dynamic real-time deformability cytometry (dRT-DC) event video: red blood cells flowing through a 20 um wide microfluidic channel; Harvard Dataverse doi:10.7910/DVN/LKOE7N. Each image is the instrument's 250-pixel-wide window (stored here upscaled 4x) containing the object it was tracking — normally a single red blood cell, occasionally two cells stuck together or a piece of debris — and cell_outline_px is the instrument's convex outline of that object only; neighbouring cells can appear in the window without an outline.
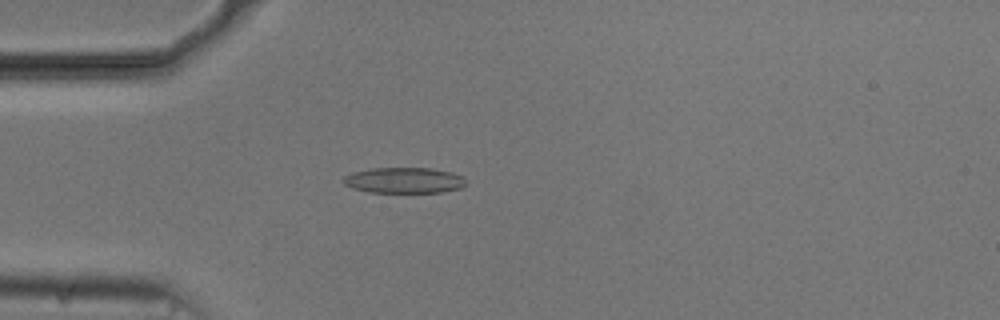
{"species": "common noctule bat (a hibernating species)", "species_latin": "Nyctalus noctula", "temperature_condition": "cold", "stored_images_in_passage": 52, "camera_frame_rate_fps": 3000, "um_per_image_px": 0.085, "animal": {"sex": "male", "body_mass_g": 20.5, "forearm_length_mm": 52.5}, "frame": {"image": 1, "passage_image": 13, "time_ms": 4.0, "image_size_px": [1000, 320], "cell_outline_px": [[468, 184], [460, 188], [440, 192], [368, 192], [352, 188], [344, 184], [344, 176], [352, 172], [372, 168], [432, 168], [452, 172], [464, 176]], "centroid_in_image_um": [34.38, 15.32], "position_along_channel_um": 50.6, "area_um2": 18.5}}
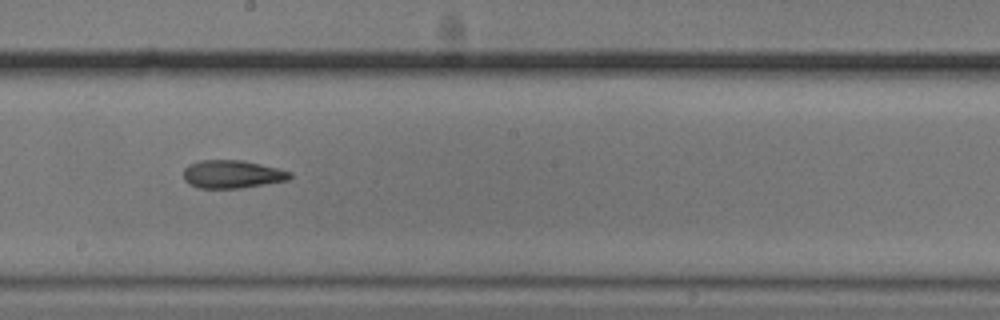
{"frame": {"image": 2, "passage_image": 28, "time_ms": 9.0, "image_size_px": [1000, 320], "cell_outline_px": [[292, 176], [288, 180], [240, 188], [196, 188], [188, 184], [184, 180], [184, 168], [188, 164], [200, 160], [244, 160], [292, 172]], "centroid_in_image_um": [19.7, 14.81], "position_along_channel_um": 228.5, "area_um2": 17.46}}
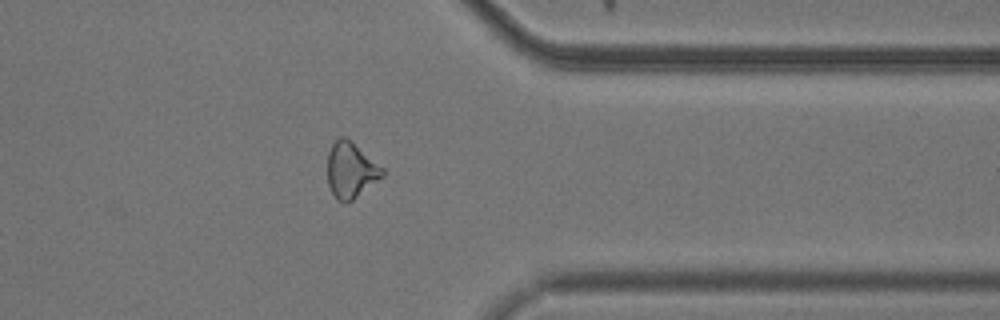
{"frame": {"image": 3, "passage_image": 41, "time_ms": 13.333, "image_size_px": [1000, 320], "cell_outline_px": [[384, 176], [352, 200], [344, 204], [336, 200], [328, 184], [328, 152], [332, 144], [340, 136], [344, 136], [352, 140], [384, 168]], "centroid_in_image_um": [29.83, 14.45], "position_along_channel_um": 381.6, "area_um2": 18.03}, "authors_computed_cell_mechanics": {"area_um2": 18.0914, "velocity_mm_per_s": 3.7434, "shape_relaxation_time_tau1_ms": null, "shape_relaxation_time_tau2_ms": 7.2729, "deformation_change_tau1": null, "deformation_change_tau2": 0.172}}